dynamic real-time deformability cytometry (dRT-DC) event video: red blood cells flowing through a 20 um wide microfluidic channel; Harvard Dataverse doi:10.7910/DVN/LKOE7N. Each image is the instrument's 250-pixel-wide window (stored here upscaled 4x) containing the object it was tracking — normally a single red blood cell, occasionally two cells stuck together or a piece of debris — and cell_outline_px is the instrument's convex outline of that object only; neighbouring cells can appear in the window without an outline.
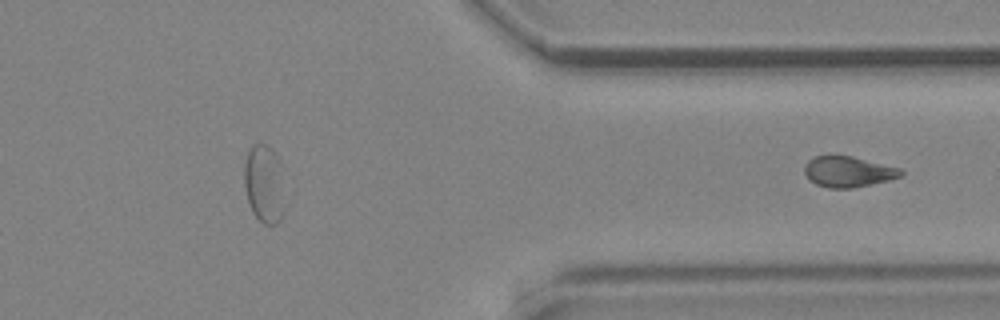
{"species": "common noctule bat (a hibernating species)", "species_latin": "Nyctalus noctula", "temperature_condition": "cold", "stored_images_in_passage": 33, "segment_of_instrument_passage": [2, 2], "camera_frame_rate_fps": 3000, "um_per_image_px": 0.085, "animal": {"sex": "male", "body_mass_g": 19.2, "forearm_length_mm": 51.8}, "frame": {"image": 1, "passage_image": 33, "time_ms": 10.667, "image_size_px": [1000, 320], "cell_outline_px": [[904, 176], [888, 180], [852, 188], [828, 188], [816, 184], [808, 180], [804, 172], [804, 164], [812, 156], [852, 156], [900, 168], [904, 172]], "centroid_in_image_um": [72.07, 14.59], "position_along_channel_um": 339.3, "area_um2": 17.34}}